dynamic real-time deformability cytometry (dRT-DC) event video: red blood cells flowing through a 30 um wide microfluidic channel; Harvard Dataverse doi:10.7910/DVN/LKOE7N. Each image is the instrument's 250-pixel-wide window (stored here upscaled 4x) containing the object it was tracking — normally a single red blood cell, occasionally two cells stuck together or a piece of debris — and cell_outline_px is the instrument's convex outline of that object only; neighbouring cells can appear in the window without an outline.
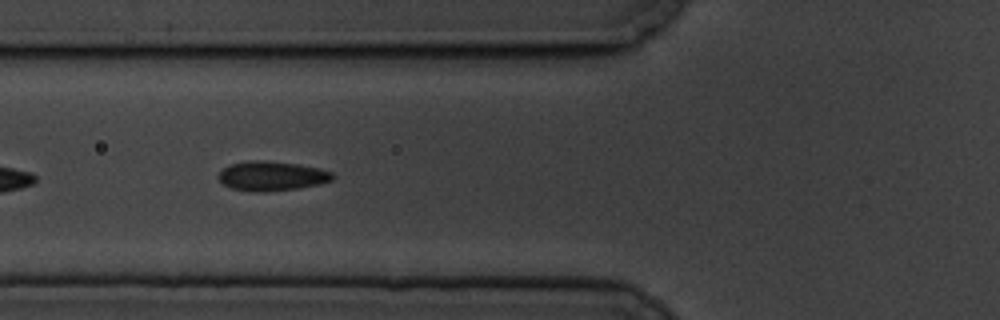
{"species": "common noctule bat (a hibernating species)", "species_latin": "Nyctalus noctula", "temperature_condition": "cold", "stored_images_in_passage": 10, "camera_frame_rate_fps": 3000, "um_per_image_px": 0.085, "animal": {"sex": "male", "body_mass_g": 19.5, "forearm_length_mm": 54.6}, "frame": {"image": 1, "passage_image": 7, "time_ms": 2.0, "image_size_px": [1000, 320], "cell_outline_px": [[336, 176], [332, 180], [320, 184], [300, 188], [264, 192], [256, 192], [232, 188], [224, 184], [216, 176], [228, 164], [248, 160], [260, 160], [296, 164], [320, 168], [332, 172]], "centroid_in_image_um": [23.11, 14.96], "position_along_channel_um": 102.7, "area_um2": 19.71}}